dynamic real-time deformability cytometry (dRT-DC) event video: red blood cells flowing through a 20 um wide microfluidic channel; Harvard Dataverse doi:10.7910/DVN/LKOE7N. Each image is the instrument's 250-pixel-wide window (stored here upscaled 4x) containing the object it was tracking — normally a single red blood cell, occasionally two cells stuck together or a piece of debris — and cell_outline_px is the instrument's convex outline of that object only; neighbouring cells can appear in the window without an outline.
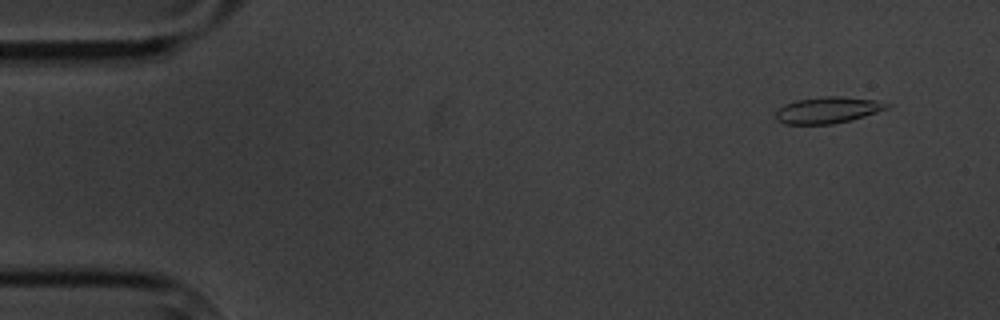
{"species": "common noctule bat (a hibernating species)", "species_latin": "Nyctalus noctula", "temperature_condition": "cold", "stored_images_in_passage": 10, "camera_frame_rate_fps": 3000, "um_per_image_px": 0.085, "animal": {"sex": "male", "body_mass_g": 20.1, "forearm_length_mm": 53.5}, "frame": {"image": 1, "passage_image": 1, "time_ms": 0.0, "image_size_px": [1000, 320], "cell_outline_px": [[892, 104], [888, 108], [852, 120], [832, 124], [784, 124], [776, 120], [776, 112], [784, 104], [796, 100], [824, 96], [844, 96], [876, 100]], "centroid_in_image_um": [70.36, 9.35], "position_along_channel_um": 14.6, "area_um2": 17.17}}
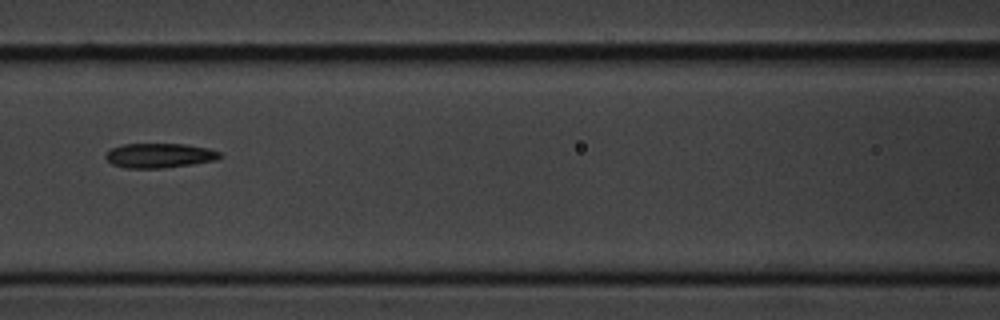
{"frame": {"image": 2, "passage_image": 7, "time_ms": 7.0, "image_size_px": [1000, 320], "cell_outline_px": [[224, 156], [216, 160], [192, 164], [164, 168], [124, 168], [112, 164], [104, 156], [112, 148], [124, 144], [184, 144], [208, 148], [220, 152]], "centroid_in_image_um": [13.58, 13.22], "position_along_channel_um": 153.0, "area_um2": 16.36}}
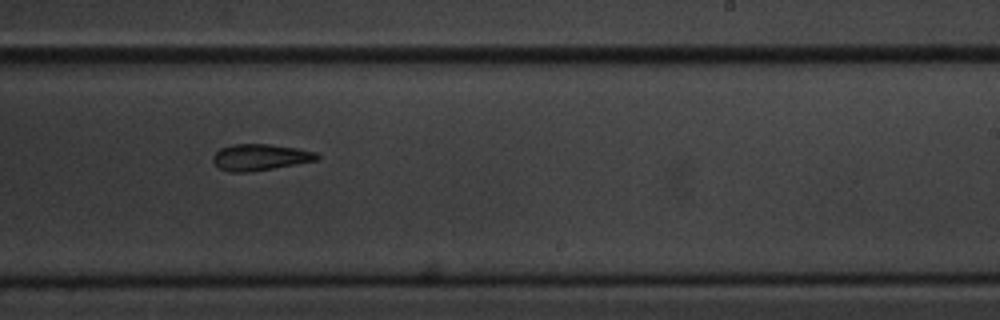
{"frame": {"image": 3, "passage_image": 10, "time_ms": 10.333, "image_size_px": [1000, 320], "cell_outline_px": [[320, 156], [316, 160], [252, 172], [228, 172], [220, 168], [212, 160], [212, 156], [220, 148], [232, 144], [268, 144], [296, 148], [316, 152]], "centroid_in_image_um": [22.07, 13.36], "position_along_channel_um": 266.9, "area_um2": 15.9}}